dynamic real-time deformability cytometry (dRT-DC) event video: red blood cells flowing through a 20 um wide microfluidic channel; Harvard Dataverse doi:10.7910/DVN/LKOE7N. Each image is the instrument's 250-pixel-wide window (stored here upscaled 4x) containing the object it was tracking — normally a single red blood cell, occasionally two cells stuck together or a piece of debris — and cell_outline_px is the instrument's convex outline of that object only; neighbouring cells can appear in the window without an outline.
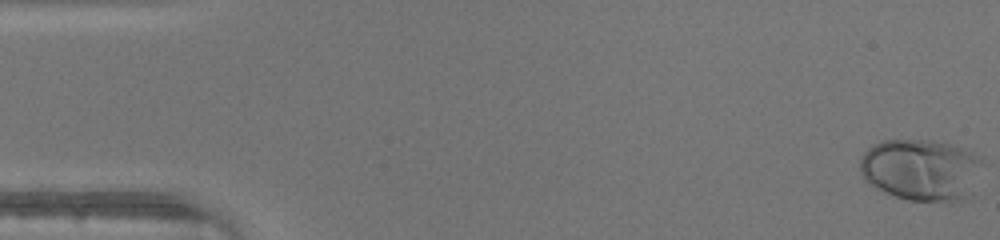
{"species": "human", "species_latin": "Homo sapiens", "temperature_condition": "warm", "stored_images_in_passage": 47, "camera_frame_rate_fps": 3000, "um_per_image_px": 0.085, "donor": {"sex": "male"}, "frame": {"image": 1, "passage_image": 1, "time_ms": 0.0, "image_size_px": [1000, 240], "cell_outline_px": [[984, 164], [960, 200], [908, 200], [884, 192], [868, 184], [864, 180], [860, 172], [860, 160], [864, 152], [872, 144], [884, 140], [928, 140], [948, 144], [972, 152], [980, 156], [984, 160]], "centroid_in_image_um": [78.2, 14.39], "position_along_channel_um": 6.8, "area_um2": 43.23}}
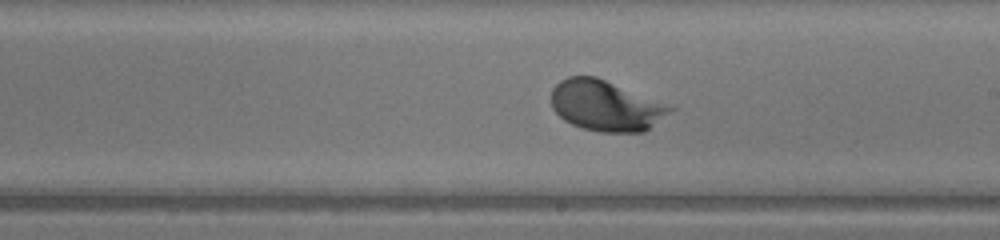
{"frame": {"image": 2, "passage_image": 27, "time_ms": 8.667, "image_size_px": [1000, 240], "cell_outline_px": [[676, 108], [644, 132], [600, 132], [584, 128], [572, 124], [564, 120], [552, 108], [552, 88], [560, 80], [568, 76], [596, 76], [676, 104]], "centroid_in_image_um": [51.58, 8.95], "position_along_channel_um": 237.4, "area_um2": 35.84}}
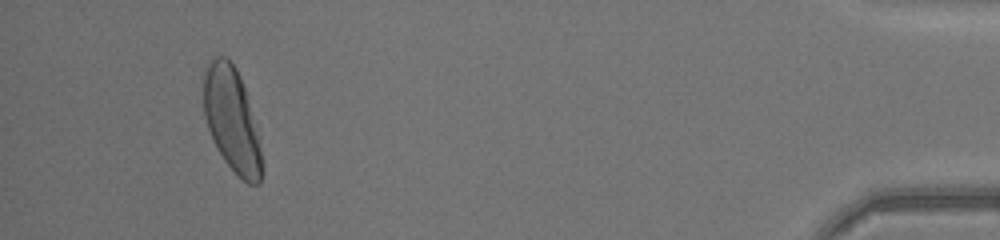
{"frame": {"image": 3, "passage_image": 44, "time_ms": 14.333, "image_size_px": [1000, 240], "cell_outline_px": [[260, 184], [248, 184], [224, 160], [208, 128], [204, 116], [204, 68], [212, 56], [224, 56], [236, 68], [240, 76], [244, 88], [260, 148]], "centroid_in_image_um": [19.65, 10.1], "position_along_channel_um": 415.6, "area_um2": 34.04}}